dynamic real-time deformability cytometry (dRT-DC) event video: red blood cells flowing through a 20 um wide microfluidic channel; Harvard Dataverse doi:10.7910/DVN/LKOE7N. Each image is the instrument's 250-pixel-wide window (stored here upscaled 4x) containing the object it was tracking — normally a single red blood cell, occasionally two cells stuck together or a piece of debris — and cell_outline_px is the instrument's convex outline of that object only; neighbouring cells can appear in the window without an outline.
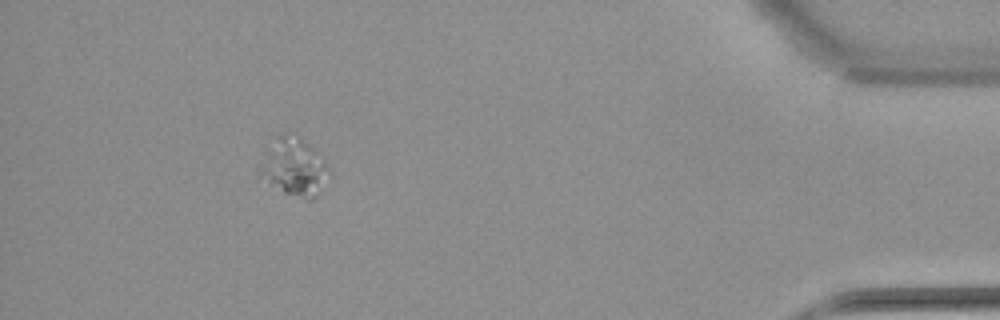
{"species": "common noctule bat (a hibernating species)", "species_latin": "Nyctalus noctula", "temperature_condition": "warm", "stored_images_in_passage": 38, "segment_of_instrument_passage": [2, 2], "camera_frame_rate_fps": 3000, "um_per_image_px": 0.085, "animal": {"sex": "female", "body_mass_g": 22.7, "forearm_length_mm": 54.2}, "frame": {"image": 1, "passage_image": 34, "time_ms": 11.0, "image_size_px": [1000, 320], "cell_outline_px": [[328, 172], [316, 196], [312, 200], [308, 200], [284, 192], [256, 180], [256, 172], [276, 136], [284, 132], [300, 136], [324, 160], [328, 168]], "centroid_in_image_um": [24.89, 14.21], "position_along_channel_um": 410.3, "area_um2": 23.18}}